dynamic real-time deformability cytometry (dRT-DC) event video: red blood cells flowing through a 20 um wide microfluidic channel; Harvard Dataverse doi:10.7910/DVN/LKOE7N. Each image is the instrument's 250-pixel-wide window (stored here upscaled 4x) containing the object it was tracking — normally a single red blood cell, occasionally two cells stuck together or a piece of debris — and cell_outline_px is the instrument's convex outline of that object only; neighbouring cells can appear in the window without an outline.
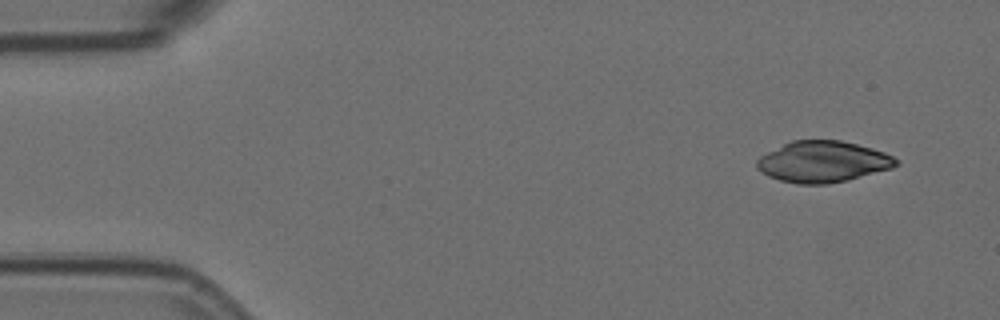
{"species": "Egyptian fruit bat (a non-hibernating species)", "species_latin": "Rousettus aegyptiacus", "temperature_condition": "room temperature", "stored_images_in_passage": 4, "camera_frame_rate_fps": 3000, "um_per_image_px": 0.085, "animal": {"sex": "female"}, "frame": {"image": 1, "passage_image": 1, "time_ms": 0.0, "image_size_px": [1000, 320], "cell_outline_px": [[900, 164], [892, 168], [848, 180], [828, 184], [796, 184], [780, 180], [768, 176], [760, 172], [756, 168], [756, 160], [760, 156], [792, 140], [840, 140], [872, 148], [884, 152], [900, 160]], "centroid_in_image_um": [69.95, 13.75], "position_along_channel_um": 15.1, "area_um2": 33.52}}